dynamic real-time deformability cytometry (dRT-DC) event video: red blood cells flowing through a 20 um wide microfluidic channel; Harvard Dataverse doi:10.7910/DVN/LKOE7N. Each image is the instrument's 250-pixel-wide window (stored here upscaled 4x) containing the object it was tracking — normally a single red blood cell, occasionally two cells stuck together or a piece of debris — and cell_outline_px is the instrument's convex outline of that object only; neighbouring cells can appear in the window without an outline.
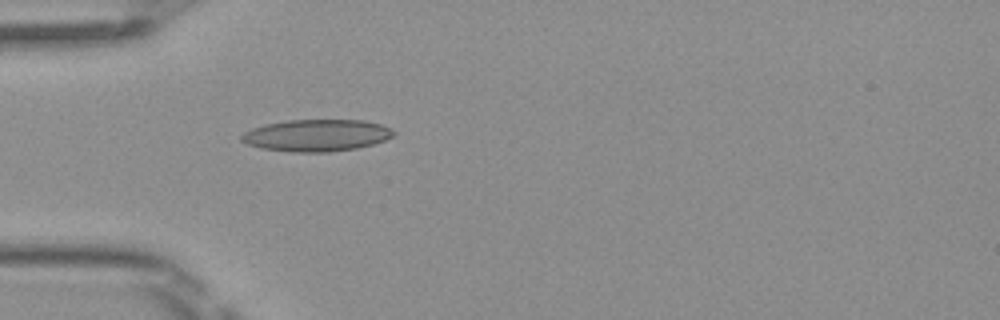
{"species": "Egyptian fruit bat (a non-hibernating species)", "species_latin": "Rousettus aegyptiacus", "temperature_condition": "room temperature", "stored_images_in_passage": 5, "camera_frame_rate_fps": 3000, "um_per_image_px": 0.085, "frame": {"image": 1, "passage_image": 5, "time_ms": 1.333, "image_size_px": [1000, 320], "cell_outline_px": [[396, 132], [392, 136], [384, 140], [372, 144], [356, 148], [328, 152], [292, 152], [260, 148], [248, 144], [240, 140], [240, 136], [244, 132], [252, 128], [264, 124], [288, 120], [364, 120], [380, 124], [392, 128]], "centroid_in_image_um": [26.89, 11.5], "position_along_channel_um": 58.1, "area_um2": 28.32}}